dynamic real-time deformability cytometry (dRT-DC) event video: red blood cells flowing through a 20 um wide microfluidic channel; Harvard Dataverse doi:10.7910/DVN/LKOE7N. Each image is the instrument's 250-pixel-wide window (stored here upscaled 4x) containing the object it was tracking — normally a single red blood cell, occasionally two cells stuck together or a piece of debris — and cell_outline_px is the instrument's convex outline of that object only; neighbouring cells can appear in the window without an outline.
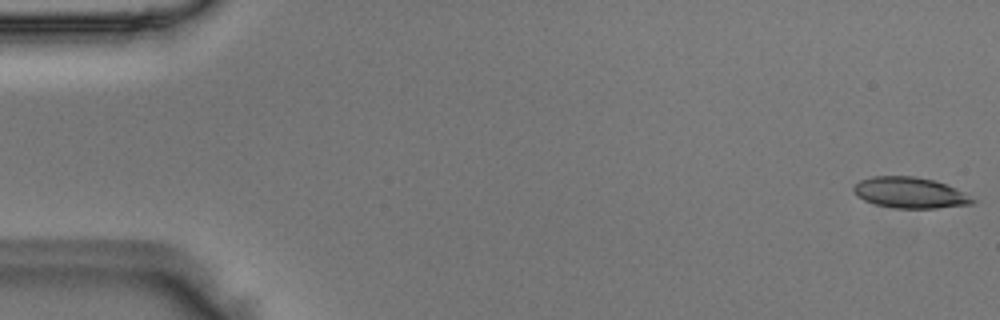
{"species": "Egyptian fruit bat (a non-hibernating species)", "species_latin": "Rousettus aegyptiacus", "temperature_condition": "room temperature", "stored_images_in_passage": 51, "camera_frame_rate_fps": 3000, "um_per_image_px": 0.085, "animal": {"sex": "male"}, "frame": {"image": 1, "passage_image": 1, "time_ms": 0.0, "image_size_px": [1000, 320], "cell_outline_px": [[976, 200], [972, 204], [936, 208], [896, 208], [876, 204], [864, 200], [856, 196], [852, 192], [852, 188], [860, 180], [872, 176], [916, 176], [932, 180], [956, 188], [964, 192]], "centroid_in_image_um": [77.32, 16.38], "position_along_channel_um": 7.7, "area_um2": 21.39}}
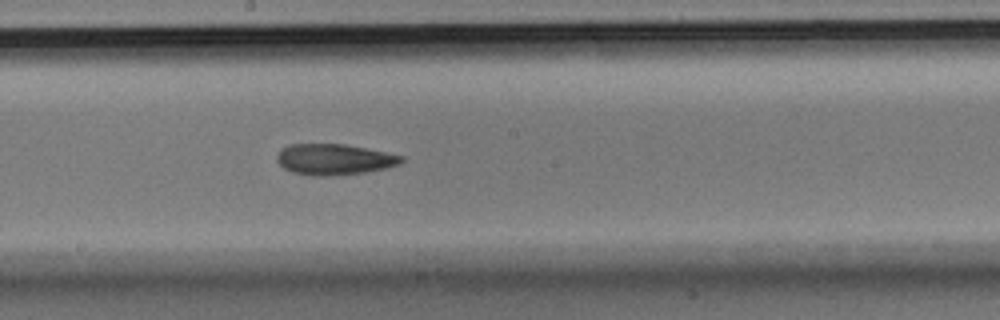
{"frame": {"image": 2, "passage_image": 28, "time_ms": 9.0, "image_size_px": [1000, 320], "cell_outline_px": [[404, 160], [400, 164], [384, 168], [364, 172], [332, 176], [316, 176], [292, 172], [284, 168], [276, 160], [276, 156], [280, 148], [288, 144], [344, 144], [404, 156]], "centroid_in_image_um": [28.36, 13.54], "position_along_channel_um": 219.8, "area_um2": 22.37}}
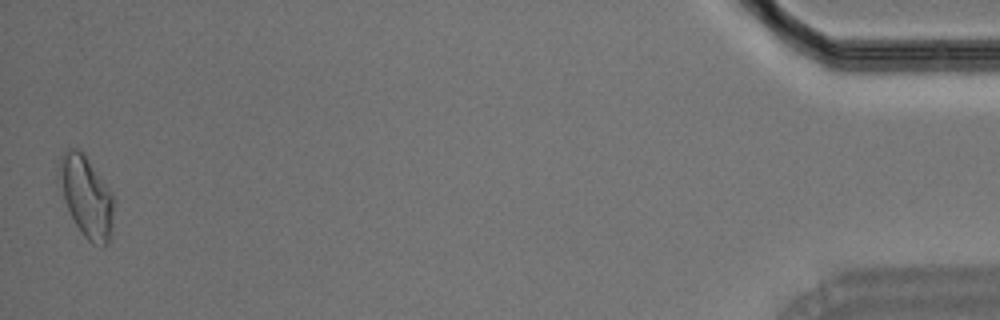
{"frame": {"image": 3, "passage_image": 51, "time_ms": 16.667, "image_size_px": [1000, 320], "cell_outline_px": [[112, 232], [108, 244], [92, 244], [84, 236], [76, 224], [64, 200], [56, 176], [60, 156], [68, 148], [80, 148], [84, 152], [112, 192]], "centroid_in_image_um": [7.3, 16.64], "position_along_channel_um": 427.9, "area_um2": 25.95}}